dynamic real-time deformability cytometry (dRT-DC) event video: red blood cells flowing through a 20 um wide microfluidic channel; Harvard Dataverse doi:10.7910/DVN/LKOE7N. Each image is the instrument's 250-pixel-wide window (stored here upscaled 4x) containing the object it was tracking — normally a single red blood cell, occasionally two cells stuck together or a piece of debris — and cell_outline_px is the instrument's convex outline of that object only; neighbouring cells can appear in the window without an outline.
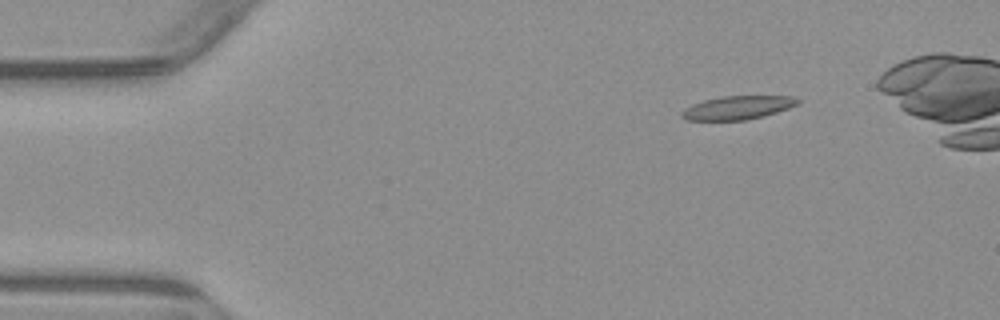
{"species": "common noctule bat (a hibernating species)", "species_latin": "Nyctalus noctula", "temperature_condition": "warm", "stored_images_in_passage": 5, "camera_frame_rate_fps": 3000, "um_per_image_px": 0.085, "animal": {"sex": "male", "body_mass_g": 23.1, "forearm_length_mm": 52.7}, "frame": {"image": 1, "passage_image": 2, "time_ms": 1.333, "image_size_px": [1000, 320], "cell_outline_px": [[800, 100], [796, 104], [788, 108], [764, 116], [744, 120], [688, 120], [680, 116], [680, 112], [684, 108], [692, 104], [704, 100], [720, 96], [792, 96]], "centroid_in_image_um": [62.65, 9.15], "position_along_channel_um": 22.4, "area_um2": 15.84}}
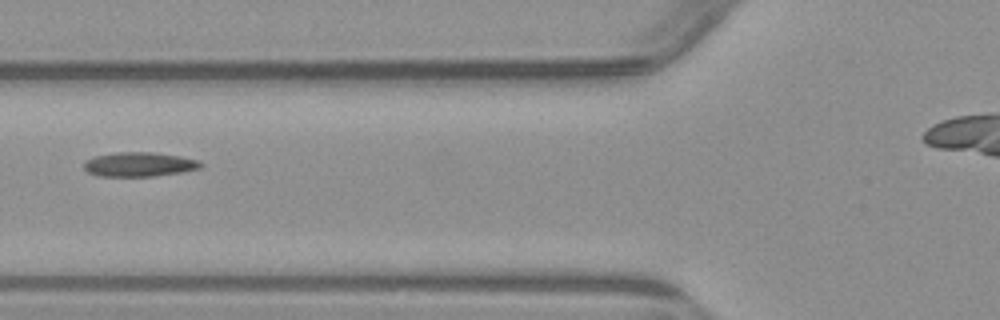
{"frame": {"image": 2, "passage_image": 5, "time_ms": 5.667, "image_size_px": [1000, 320], "cell_outline_px": [[204, 164], [200, 168], [180, 172], [156, 176], [100, 176], [88, 172], [84, 168], [84, 164], [88, 160], [96, 156], [116, 152], [156, 152], [180, 156], [200, 160]], "centroid_in_image_um": [11.89, 13.96], "position_along_channel_um": 113.9, "area_um2": 16.53}}